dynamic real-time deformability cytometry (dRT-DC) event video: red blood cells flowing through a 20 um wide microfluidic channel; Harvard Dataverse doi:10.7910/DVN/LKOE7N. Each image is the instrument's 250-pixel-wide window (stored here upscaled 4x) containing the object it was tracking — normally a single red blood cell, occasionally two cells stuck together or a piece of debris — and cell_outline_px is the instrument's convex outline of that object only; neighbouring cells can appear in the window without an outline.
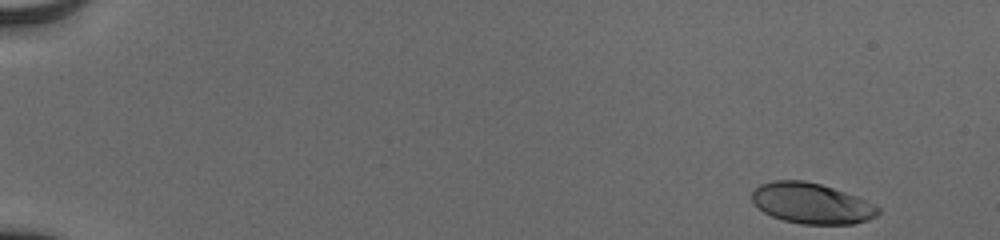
{"species": "human", "species_latin": "Homo sapiens", "temperature_condition": "cold", "stored_images_in_passage": 52, "camera_frame_rate_fps": 3000, "um_per_image_px": 0.085, "donor": {"sex": "male"}, "frame": {"image": 1, "passage_image": 1, "time_ms": 0.0, "image_size_px": [1000, 240], "cell_outline_px": [[880, 212], [876, 216], [868, 220], [852, 224], [800, 224], [784, 220], [772, 216], [764, 212], [752, 200], [752, 192], [760, 184], [772, 180], [804, 180], [820, 184], [856, 196], [876, 204], [880, 208]], "centroid_in_image_um": [69.0, 17.28], "position_along_channel_um": 16.0, "area_um2": 29.82}}
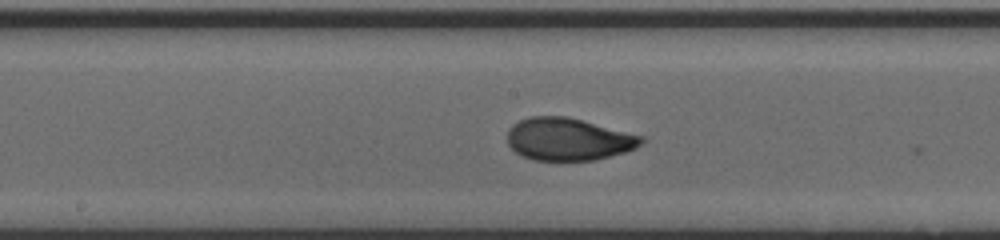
{"frame": {"image": 2, "passage_image": 28, "time_ms": 9.0, "image_size_px": [1000, 240], "cell_outline_px": [[644, 140], [636, 148], [624, 152], [596, 160], [532, 160], [520, 156], [508, 144], [508, 128], [512, 124], [528, 116], [568, 116], [644, 136]], "centroid_in_image_um": [48.29, 11.82], "position_along_channel_um": 199.9, "area_um2": 33.35}}
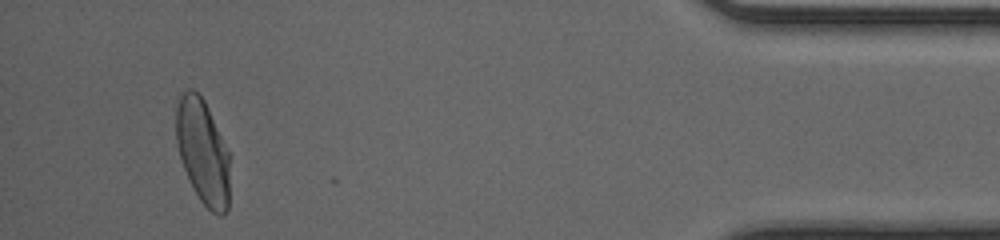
{"frame": {"image": 3, "passage_image": 49, "time_ms": 16.0, "image_size_px": [1000, 240], "cell_outline_px": [[228, 208], [220, 216], [216, 216], [200, 200], [192, 188], [184, 168], [180, 156], [176, 140], [176, 108], [180, 96], [188, 88], [192, 88], [204, 100], [208, 108], [228, 152]], "centroid_in_image_um": [17.21, 12.9], "position_along_channel_um": 418.0, "area_um2": 32.25}, "authors_computed_cell_mechanics": {"area_um2": 32.4258, "velocity_mm_per_s": 3.9031, "shape_relaxation_time_tau1_ms": 3.5378, "shape_relaxation_time_tau2_ms": null, "deformation_change_tau1": 0.1945, "deformation_change_tau2": null}}